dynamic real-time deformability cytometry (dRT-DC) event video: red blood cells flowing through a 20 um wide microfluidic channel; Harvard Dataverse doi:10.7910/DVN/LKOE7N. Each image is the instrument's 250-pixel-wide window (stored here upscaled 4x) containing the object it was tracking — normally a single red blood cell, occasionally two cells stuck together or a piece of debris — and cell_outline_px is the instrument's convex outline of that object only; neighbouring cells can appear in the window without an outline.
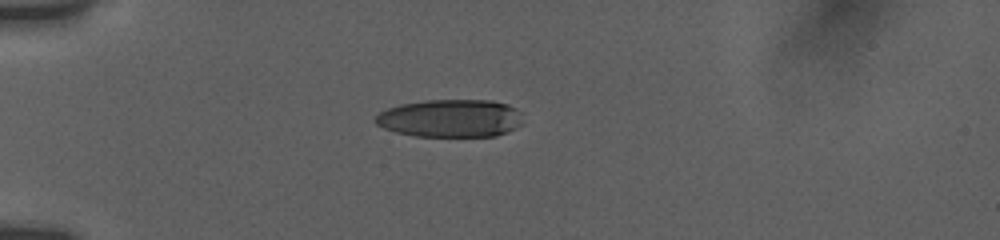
{"species": "human", "species_latin": "Homo sapiens", "temperature_condition": "room temperature", "stored_images_in_passage": 11, "camera_frame_rate_fps": 3000, "um_per_image_px": 0.085, "donor": {"sex": "female"}, "frame": {"image": 1, "passage_image": 1, "time_ms": 0.0, "image_size_px": [1000, 240], "cell_outline_px": [[524, 124], [508, 132], [496, 136], [416, 136], [396, 132], [384, 128], [376, 124], [372, 120], [380, 112], [388, 108], [400, 104], [424, 100], [492, 100], [508, 104], [516, 108], [520, 112]], "centroid_in_image_um": [38.32, 10.05], "position_along_channel_um": 46.7, "area_um2": 32.89}}
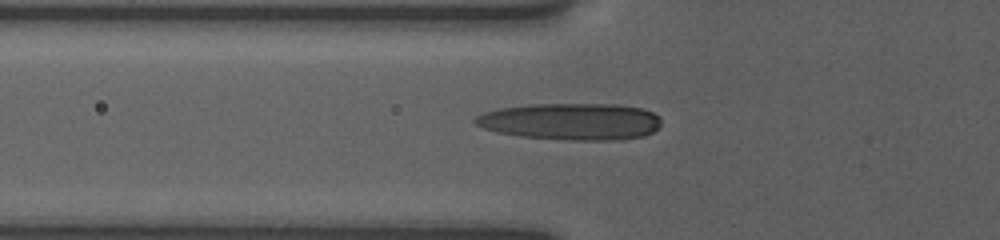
{"frame": {"image": 2, "passage_image": 6, "time_ms": 1.667, "image_size_px": [1000, 240], "cell_outline_px": [[660, 128], [644, 136], [624, 140], [568, 140], [520, 136], [496, 132], [484, 128], [476, 124], [472, 120], [476, 116], [484, 112], [500, 108], [528, 104], [616, 104], [640, 108], [652, 112], [660, 116]], "centroid_in_image_um": [48.55, 10.33], "position_along_channel_um": 77.2, "area_um2": 40.23}}
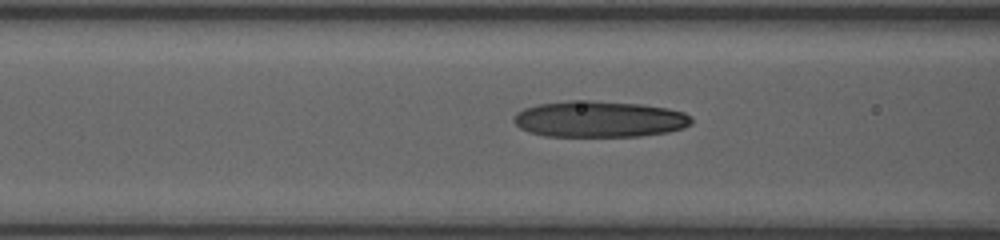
{"frame": {"image": 3, "passage_image": 10, "time_ms": 2.667, "image_size_px": [1000, 240], "cell_outline_px": [[692, 124], [684, 128], [668, 132], [640, 136], [544, 136], [528, 132], [520, 128], [512, 120], [516, 112], [524, 108], [540, 104], [568, 100], [588, 100], [640, 104], [668, 108], [684, 112], [692, 120]], "centroid_in_image_um": [50.92, 10.12], "position_along_channel_um": 115.7, "area_um2": 37.69}}